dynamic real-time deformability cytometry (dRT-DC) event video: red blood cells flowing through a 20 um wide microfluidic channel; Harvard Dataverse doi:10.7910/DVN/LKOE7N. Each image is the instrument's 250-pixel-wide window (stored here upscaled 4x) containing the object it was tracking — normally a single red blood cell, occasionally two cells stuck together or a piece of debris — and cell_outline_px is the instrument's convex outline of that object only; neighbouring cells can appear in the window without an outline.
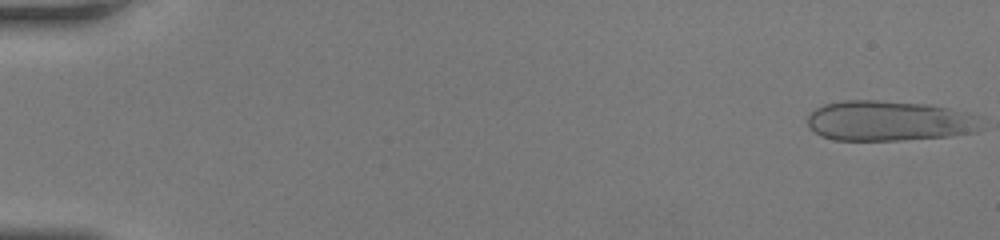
{"species": "human", "species_latin": "Homo sapiens", "temperature_condition": "room temperature", "stored_images_in_passage": 50, "camera_frame_rate_fps": 3000, "um_per_image_px": 0.085, "donor": {"sex": "female"}, "frame": {"image": 1, "passage_image": 1, "time_ms": 0.0, "image_size_px": [1000, 240], "cell_outline_px": [[984, 128], [976, 132], [948, 136], [900, 140], [832, 140], [820, 136], [808, 124], [808, 116], [816, 108], [824, 104], [844, 100], [876, 100], [928, 104], [948, 108], [964, 112], [976, 116], [984, 124]], "centroid_in_image_um": [75.59, 10.28], "position_along_channel_um": 9.4, "area_um2": 40.86}}
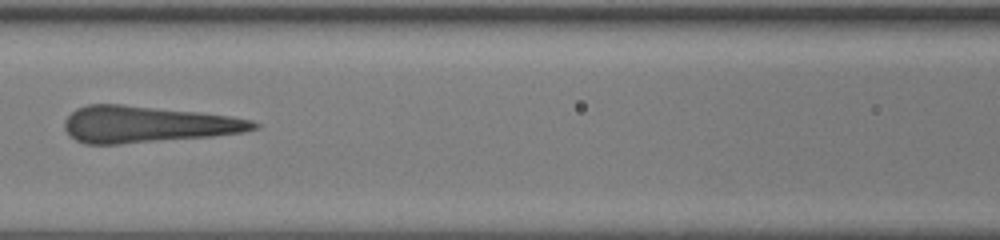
{"frame": {"image": 2, "passage_image": 24, "time_ms": 7.667, "image_size_px": [1000, 240], "cell_outline_px": [[260, 128], [244, 132], [212, 136], [120, 144], [84, 144], [68, 136], [64, 128], [64, 120], [76, 108], [88, 104], [120, 104], [200, 112], [228, 116], [252, 120], [260, 124]], "centroid_in_image_um": [12.5, 10.57], "position_along_channel_um": 154.1, "area_um2": 40.4}}
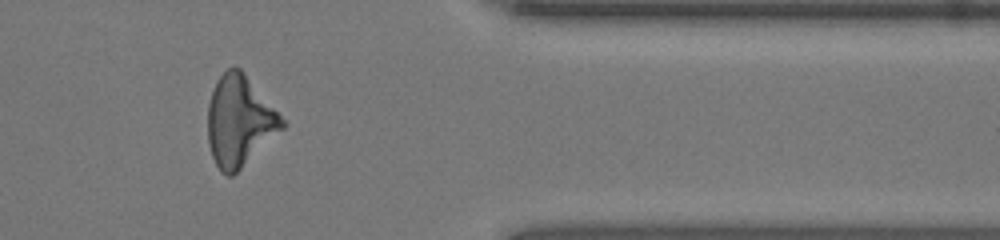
{"frame": {"image": 3, "passage_image": 42, "time_ms": 13.667, "image_size_px": [1000, 240], "cell_outline_px": [[288, 124], [284, 128], [232, 176], [228, 176], [220, 172], [212, 156], [208, 144], [208, 104], [216, 80], [228, 68], [240, 68], [244, 72]], "centroid_in_image_um": [20.35, 10.3], "position_along_channel_um": 391.1, "area_um2": 38.9}, "authors_computed_cell_mechanics": {"area_um2": 40.3444, "velocity_mm_per_s": 4.217, "shape_relaxation_time_tau1_ms": null, "shape_relaxation_time_tau2_ms": 0.5797, "deformation_change_tau1": null, "deformation_change_tau2": 0.085}}